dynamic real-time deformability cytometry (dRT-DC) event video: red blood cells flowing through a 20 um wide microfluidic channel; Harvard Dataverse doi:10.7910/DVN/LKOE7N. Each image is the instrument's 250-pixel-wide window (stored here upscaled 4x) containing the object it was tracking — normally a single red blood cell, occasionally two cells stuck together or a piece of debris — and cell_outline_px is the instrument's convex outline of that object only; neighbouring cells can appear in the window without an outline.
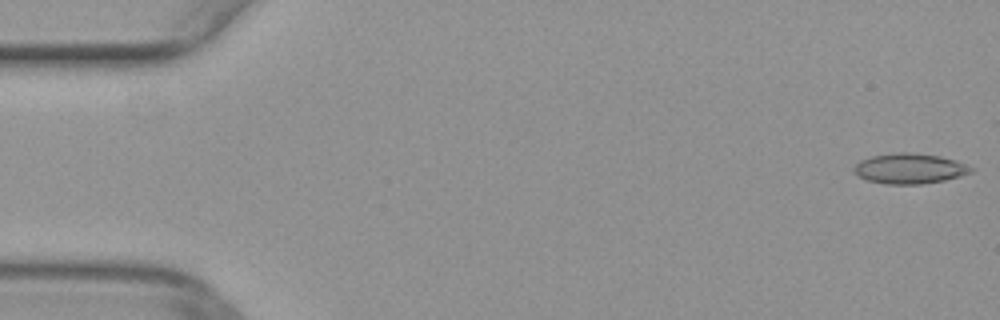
{"species": "common noctule bat (a hibernating species)", "species_latin": "Nyctalus noctula", "temperature_condition": "warm", "stored_images_in_passage": 6, "camera_frame_rate_fps": 3000, "um_per_image_px": 0.085, "animal": {"sex": "female", "body_mass_g": 29.2, "forearm_length_mm": 56.3}, "frame": {"image": 1, "passage_image": 1, "time_ms": 0.0, "image_size_px": [1000, 320], "cell_outline_px": [[976, 168], [972, 172], [960, 176], [944, 180], [920, 184], [884, 184], [864, 180], [856, 176], [856, 164], [860, 160], [872, 156], [896, 152], [908, 152], [940, 156], [956, 160]], "centroid_in_image_um": [77.33, 14.33], "position_along_channel_um": 7.7, "area_um2": 20.75}}